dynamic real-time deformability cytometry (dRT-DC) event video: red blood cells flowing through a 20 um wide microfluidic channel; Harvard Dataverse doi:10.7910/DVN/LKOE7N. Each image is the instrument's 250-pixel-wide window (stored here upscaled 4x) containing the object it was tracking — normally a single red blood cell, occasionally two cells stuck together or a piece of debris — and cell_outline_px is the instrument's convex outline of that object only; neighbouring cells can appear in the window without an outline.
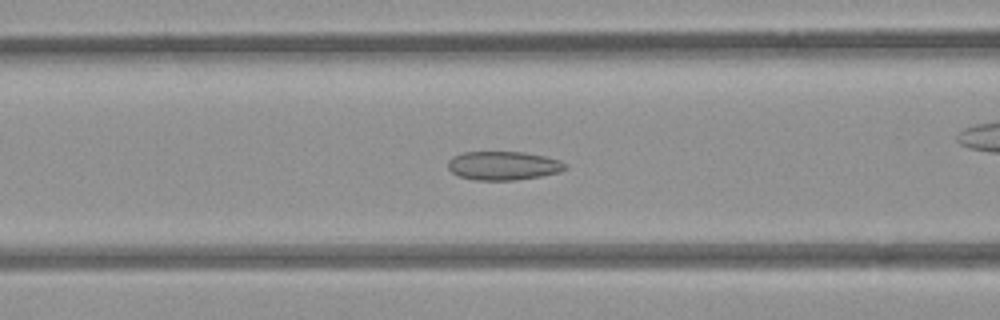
{"species": "common noctule bat (a hibernating species)", "species_latin": "Nyctalus noctula", "temperature_condition": "room temperature", "stored_images_in_passage": 54, "camera_frame_rate_fps": 3000, "um_per_image_px": 0.085, "animal": {"sex": "female", "body_mass_g": 21.9}, "frame": {"image": 1, "passage_image": 22, "time_ms": 7.0, "image_size_px": [1000, 320], "cell_outline_px": [[568, 168], [560, 172], [540, 176], [516, 180], [476, 180], [460, 176], [452, 172], [448, 168], [448, 160], [452, 156], [464, 152], [524, 152], [544, 156], [560, 160]], "centroid_in_image_um": [42.78, 14.08], "position_along_channel_um": 123.8, "area_um2": 19.59}}
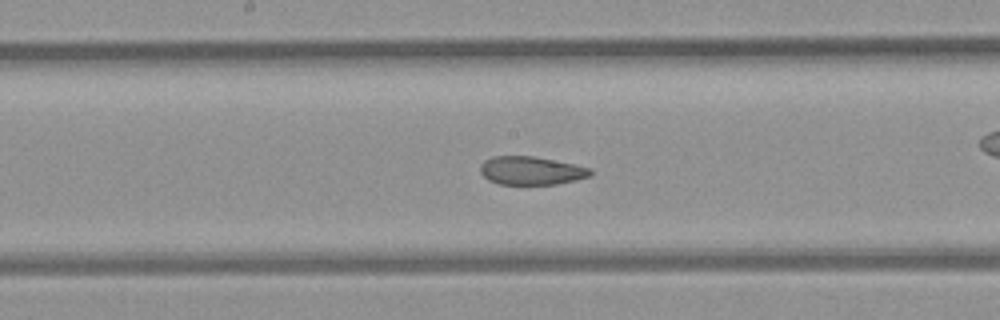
{"frame": {"image": 2, "passage_image": 28, "time_ms": 9.0, "image_size_px": [1000, 320], "cell_outline_px": [[592, 176], [576, 180], [556, 184], [500, 184], [488, 180], [480, 172], [480, 164], [484, 160], [492, 156], [532, 156], [592, 168]], "centroid_in_image_um": [45.14, 14.5], "position_along_channel_um": 203.1, "area_um2": 18.15}}
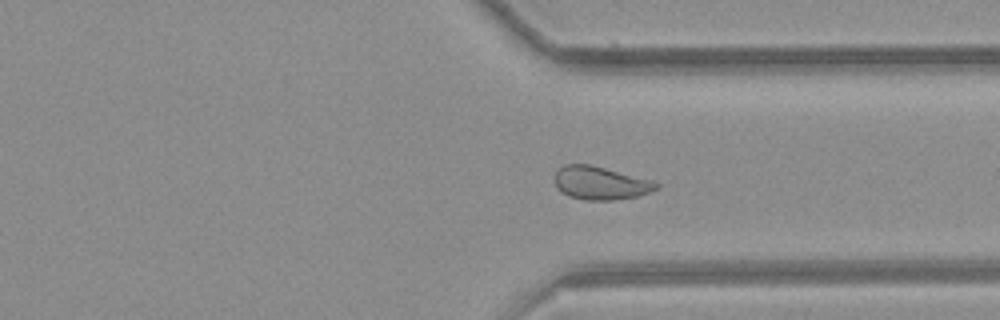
{"frame": {"image": 3, "passage_image": 40, "time_ms": 13.0, "image_size_px": [1000, 320], "cell_outline_px": [[660, 188], [640, 196], [616, 200], [584, 200], [568, 196], [560, 192], [556, 188], [556, 172], [564, 164], [588, 164], [652, 180], [660, 184]], "centroid_in_image_um": [51.06, 15.58], "position_along_channel_um": 360.3, "area_um2": 19.71}, "authors_computed_cell_mechanics": {"area_um2": 21.2415, "velocity_mm_per_s": 3.9393, "shape_relaxation_time_tau1_ms": null, "shape_relaxation_time_tau2_ms": 1.6595, "deformation_change_tau1": null, "deformation_change_tau2": 0.0627}}